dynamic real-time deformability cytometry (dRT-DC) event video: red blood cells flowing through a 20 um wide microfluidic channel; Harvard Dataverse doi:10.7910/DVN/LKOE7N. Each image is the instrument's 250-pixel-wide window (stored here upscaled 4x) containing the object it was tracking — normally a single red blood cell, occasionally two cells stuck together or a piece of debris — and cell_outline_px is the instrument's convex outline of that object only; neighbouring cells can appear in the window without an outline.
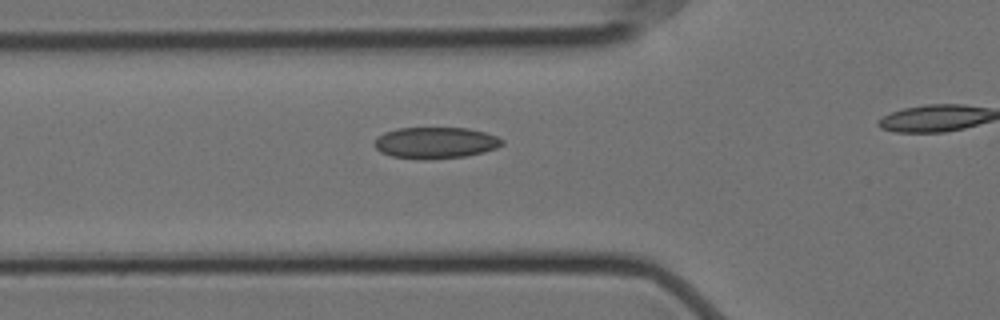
{"species": "Egyptian fruit bat (a non-hibernating species)", "species_latin": "Rousettus aegyptiacus", "temperature_condition": "cold", "stored_images_in_passage": 4, "camera_frame_rate_fps": 3000, "um_per_image_px": 0.085, "animal": {"sex": "female"}, "frame": {"image": 1, "passage_image": 4, "time_ms": 1.0, "image_size_px": [1000, 320], "cell_outline_px": [[504, 144], [496, 148], [484, 152], [464, 156], [424, 160], [420, 160], [392, 156], [380, 152], [376, 148], [376, 140], [384, 132], [396, 128], [468, 128], [484, 132], [496, 136], [504, 140]], "centroid_in_image_um": [37.03, 12.14], "position_along_channel_um": 88.8, "area_um2": 23.29}}